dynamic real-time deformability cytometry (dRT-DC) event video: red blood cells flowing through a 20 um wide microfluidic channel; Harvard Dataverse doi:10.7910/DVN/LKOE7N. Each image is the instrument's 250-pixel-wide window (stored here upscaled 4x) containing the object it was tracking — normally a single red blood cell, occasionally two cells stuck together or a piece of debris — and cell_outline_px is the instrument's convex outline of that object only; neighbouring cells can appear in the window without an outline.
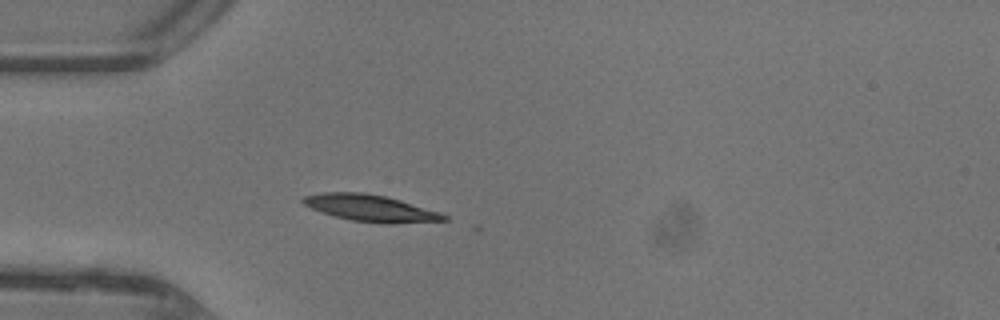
{"species": "common noctule bat (a hibernating species)", "species_latin": "Nyctalus noctula", "temperature_condition": "warm", "stored_images_in_passage": 27, "camera_frame_rate_fps": 3000, "um_per_image_px": 0.085, "animal": {"sex": "female"}, "frame": {"image": 1, "passage_image": 1, "time_ms": 0.0, "image_size_px": [1000, 320], "cell_outline_px": [[448, 220], [392, 224], [380, 224], [352, 220], [336, 216], [312, 208], [304, 204], [300, 200], [304, 196], [324, 192], [364, 192], [384, 196], [400, 200], [440, 212], [448, 216]], "centroid_in_image_um": [31.53, 17.69], "position_along_channel_um": 53.5, "area_um2": 21.79}}
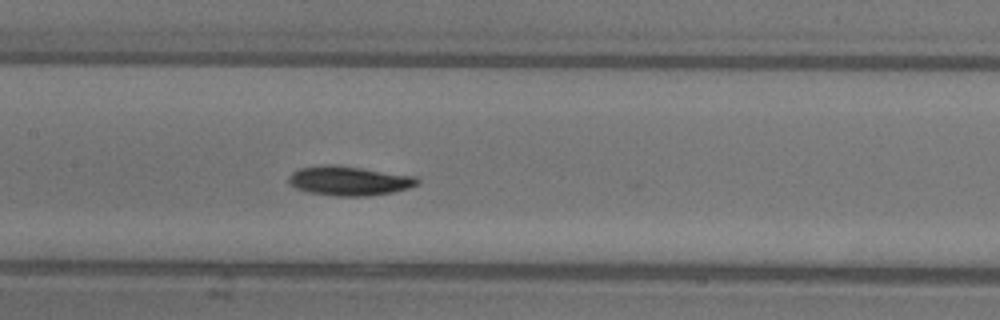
{"frame": {"image": 2, "passage_image": 10, "time_ms": 3.0, "image_size_px": [1000, 320], "cell_outline_px": [[420, 184], [408, 188], [392, 192], [368, 196], [332, 196], [308, 192], [296, 188], [288, 184], [288, 176], [292, 172], [300, 168], [324, 164], [336, 164], [416, 176], [420, 180]], "centroid_in_image_um": [29.66, 15.36], "position_along_channel_um": 177.7, "area_um2": 22.31}}
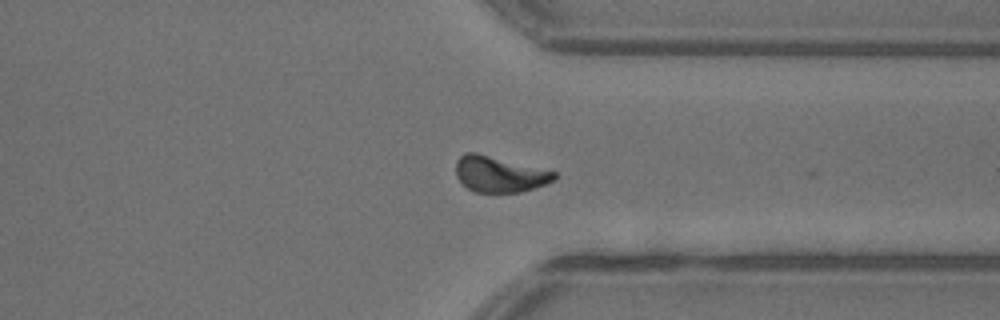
{"frame": {"image": 3, "passage_image": 23, "time_ms": 7.333, "image_size_px": [1000, 320], "cell_outline_px": [[556, 176], [552, 180], [544, 184], [520, 192], [472, 192], [456, 176], [456, 160], [464, 152], [476, 152], [556, 172]], "centroid_in_image_um": [42.39, 14.79], "position_along_channel_um": 369.0, "area_um2": 20.29}, "authors_computed_cell_mechanics": {"area_um2": 21.097, "velocity_mm_per_s": 4.433, "shape_relaxation_time_tau1_ms": 3.5463, "shape_relaxation_time_tau2_ms": 6.1415, "deformation_change_tau1": 0.1436, "deformation_change_tau2": 0.1161}}